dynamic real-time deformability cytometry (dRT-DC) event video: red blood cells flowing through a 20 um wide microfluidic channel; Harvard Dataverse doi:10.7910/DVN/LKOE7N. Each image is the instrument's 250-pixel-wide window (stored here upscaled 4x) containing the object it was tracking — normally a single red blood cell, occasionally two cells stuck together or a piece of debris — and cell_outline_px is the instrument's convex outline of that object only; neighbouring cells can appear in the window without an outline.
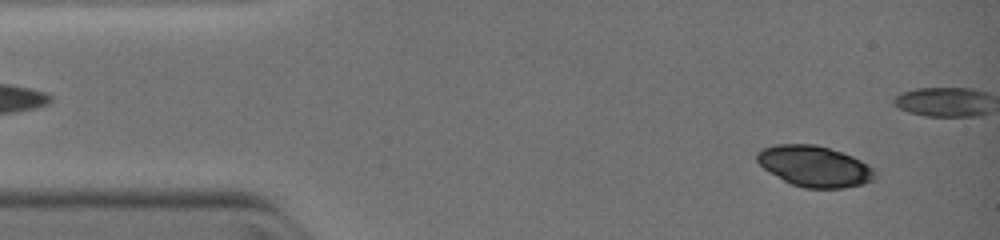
{"species": "common noctule bat (a hibernating species)", "species_latin": "Nyctalus noctula", "temperature_condition": "warm", "stored_images_in_passage": 39, "camera_frame_rate_fps": 3000, "um_per_image_px": 0.085, "animal": {"sex": "female", "body_mass_g": 19.0, "forearm_length_mm": 51.5}, "frame": {"image": 1, "passage_image": 3, "time_ms": 0.667, "image_size_px": [1000, 240], "cell_outline_px": [[876, 176], [872, 180], [864, 184], [844, 188], [804, 188], [792, 184], [768, 172], [756, 160], [756, 152], [760, 148], [776, 144], [816, 144], [852, 156], [868, 164], [876, 172]], "centroid_in_image_um": [69.21, 14.13], "position_along_channel_um": 15.8, "area_um2": 28.21}}
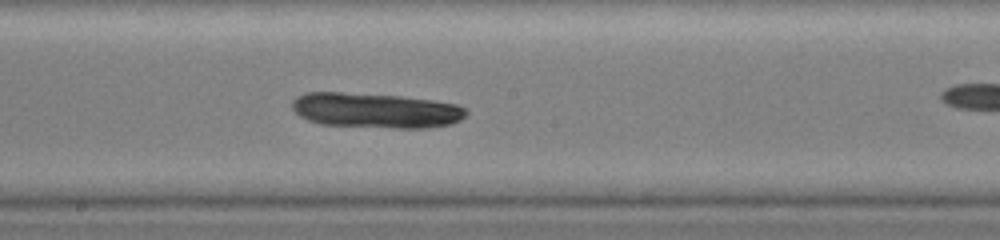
{"frame": {"image": 2, "passage_image": 20, "time_ms": 6.333, "image_size_px": [1000, 240], "cell_outline_px": [[468, 112], [460, 120], [452, 124], [428, 128], [392, 128], [320, 124], [308, 120], [300, 116], [292, 108], [292, 100], [296, 96], [308, 92], [340, 92], [400, 96], [432, 100], [456, 104], [464, 108]], "centroid_in_image_um": [31.92, 9.39], "position_along_channel_um": 216.3, "area_um2": 35.66}}
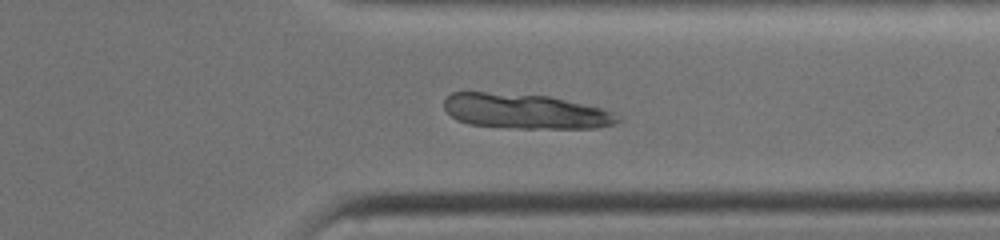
{"frame": {"image": 3, "passage_image": 29, "time_ms": 9.333, "image_size_px": [1000, 240], "cell_outline_px": [[624, 120], [616, 124], [596, 128], [516, 128], [468, 124], [456, 120], [444, 108], [444, 100], [452, 92], [484, 92], [548, 96], [584, 104], [600, 108], [620, 116]], "centroid_in_image_um": [44.66, 9.47], "position_along_channel_um": 366.7, "area_um2": 35.26}}